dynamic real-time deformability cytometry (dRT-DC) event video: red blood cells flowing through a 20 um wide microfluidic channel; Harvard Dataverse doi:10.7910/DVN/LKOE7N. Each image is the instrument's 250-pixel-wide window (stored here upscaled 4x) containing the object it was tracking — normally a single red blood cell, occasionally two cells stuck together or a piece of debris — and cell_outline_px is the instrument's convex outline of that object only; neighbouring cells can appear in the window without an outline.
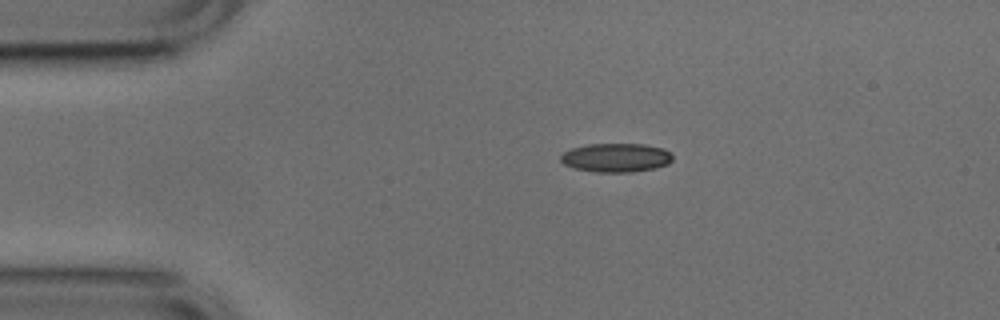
{"species": "common noctule bat (a hibernating species)", "species_latin": "Nyctalus noctula", "temperature_condition": "cold", "stored_images_in_passage": 3, "camera_frame_rate_fps": 3000, "um_per_image_px": 0.085, "animal": {"sex": "male", "body_mass_g": 17.9, "forearm_length_mm": 54.2}, "frame": {"image": 1, "passage_image": 2, "time_ms": 0.333, "image_size_px": [1000, 320], "cell_outline_px": [[672, 160], [668, 164], [652, 168], [632, 172], [596, 172], [572, 168], [564, 164], [560, 160], [560, 156], [564, 152], [572, 148], [588, 144], [644, 144], [664, 148], [672, 152]], "centroid_in_image_um": [52.36, 13.39], "position_along_channel_um": 32.6, "area_um2": 18.9}}